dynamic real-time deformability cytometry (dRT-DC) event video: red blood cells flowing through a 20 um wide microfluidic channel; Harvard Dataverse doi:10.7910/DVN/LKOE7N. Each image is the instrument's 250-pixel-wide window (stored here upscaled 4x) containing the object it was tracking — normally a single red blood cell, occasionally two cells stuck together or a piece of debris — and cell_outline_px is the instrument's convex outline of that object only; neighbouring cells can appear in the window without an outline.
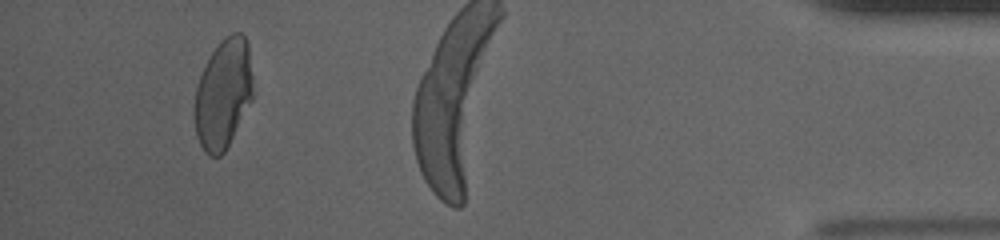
{"species": "human", "species_latin": "Homo sapiens", "temperature_condition": "cold", "stored_images_in_passage": 36, "camera_frame_rate_fps": 3000, "um_per_image_px": 0.085, "donor": {"sex": "male"}, "frame": {"image": 1, "passage_image": 33, "time_ms": 10.667, "image_size_px": [1000, 240], "cell_outline_px": [[252, 100], [224, 152], [220, 156], [208, 156], [204, 152], [196, 136], [192, 116], [196, 88], [200, 76], [208, 56], [220, 40], [232, 32], [240, 32], [244, 36], [248, 44], [252, 76]], "centroid_in_image_um": [18.94, 7.98], "position_along_channel_um": 416.3, "area_um2": 37.74}}